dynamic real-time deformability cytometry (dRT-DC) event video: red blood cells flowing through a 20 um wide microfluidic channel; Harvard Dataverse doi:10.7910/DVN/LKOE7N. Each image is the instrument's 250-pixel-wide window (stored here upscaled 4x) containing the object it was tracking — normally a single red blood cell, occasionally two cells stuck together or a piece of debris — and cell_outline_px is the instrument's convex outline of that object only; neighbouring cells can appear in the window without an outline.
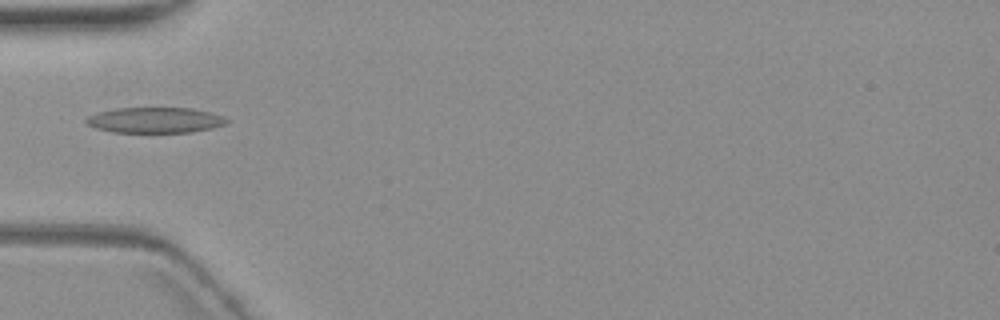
{"species": "common noctule bat (a hibernating species)", "species_latin": "Nyctalus noctula", "temperature_condition": "warm", "stored_images_in_passage": 2, "camera_frame_rate_fps": 3000, "um_per_image_px": 0.085, "animal": {"sex": "female", "body_mass_g": 19.3, "forearm_length_mm": 54.1}, "frame": {"image": 1, "passage_image": 2, "time_ms": 1.0, "image_size_px": [1000, 320], "cell_outline_px": [[228, 120], [224, 124], [212, 128], [192, 132], [112, 132], [96, 128], [88, 124], [84, 120], [88, 116], [96, 112], [116, 108], [192, 108], [212, 112]], "centroid_in_image_um": [13.14, 10.2], "position_along_channel_um": 71.9, "area_um2": 20.87}}